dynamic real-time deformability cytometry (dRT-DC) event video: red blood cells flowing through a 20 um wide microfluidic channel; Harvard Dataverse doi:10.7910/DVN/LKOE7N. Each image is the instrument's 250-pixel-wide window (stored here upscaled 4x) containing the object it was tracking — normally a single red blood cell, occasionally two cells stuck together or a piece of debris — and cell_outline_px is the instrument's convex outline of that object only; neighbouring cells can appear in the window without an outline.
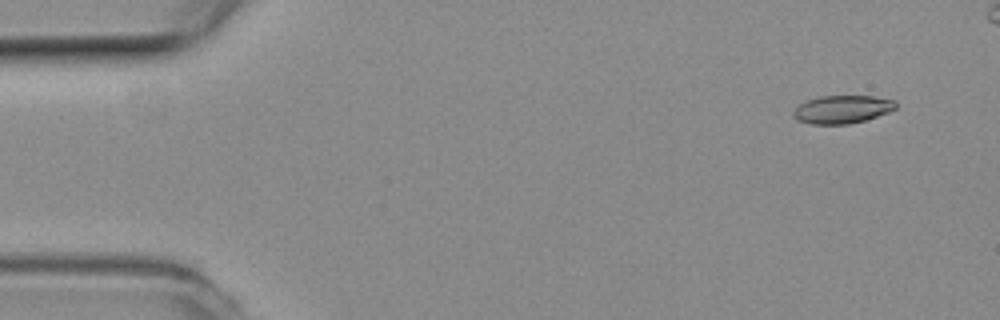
{"species": "common noctule bat (a hibernating species)", "species_latin": "Nyctalus noctula", "temperature_condition": "room temperature", "stored_images_in_passage": 7, "camera_frame_rate_fps": 3000, "um_per_image_px": 0.085, "animal": {"sex": "female", "body_mass_g": 19.3, "forearm_length_mm": 54.1}, "frame": {"image": 1, "passage_image": 1, "time_ms": 0.0, "image_size_px": [1000, 320], "cell_outline_px": [[896, 108], [888, 112], [864, 120], [848, 124], [812, 124], [796, 120], [792, 116], [792, 112], [804, 100], [820, 96], [872, 96], [896, 100]], "centroid_in_image_um": [71.55, 9.29], "position_along_channel_um": 13.4, "area_um2": 16.76}}
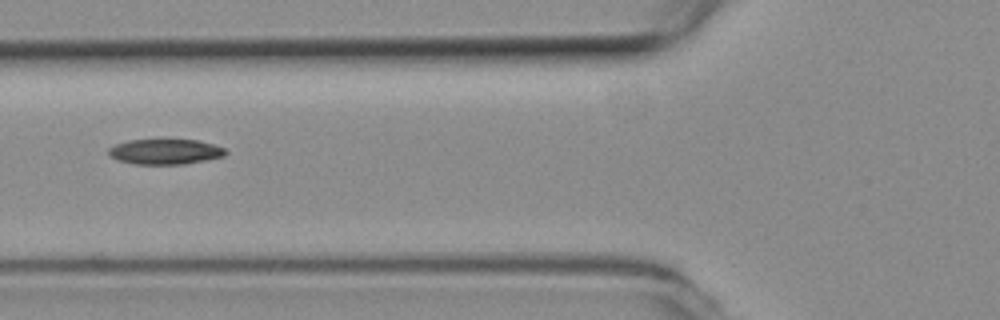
{"frame": {"image": 2, "passage_image": 4, "time_ms": 1.0, "image_size_px": [1000, 320], "cell_outline_px": [[228, 152], [224, 156], [184, 164], [136, 164], [116, 160], [108, 152], [108, 148], [116, 144], [128, 140], [196, 140], [212, 144], [224, 148]], "centroid_in_image_um": [14.03, 12.89], "position_along_channel_um": 111.8, "area_um2": 17.05}}
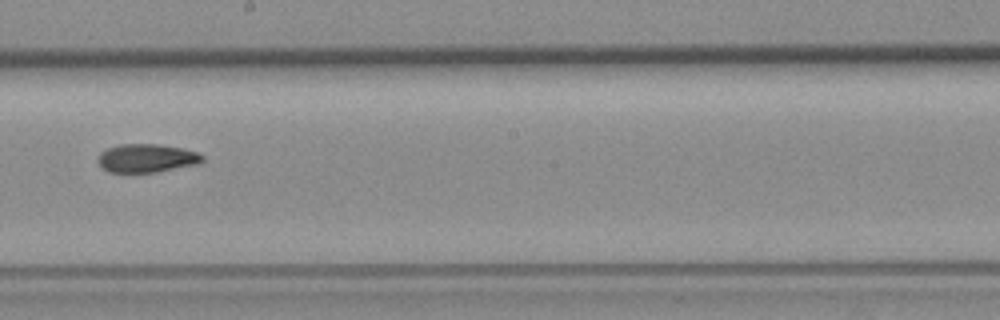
{"frame": {"image": 3, "passage_image": 7, "time_ms": 2.0, "image_size_px": [1000, 320], "cell_outline_px": [[204, 160], [200, 164], [156, 172], [108, 172], [96, 160], [100, 152], [108, 148], [120, 144], [160, 144], [180, 148], [196, 152], [204, 156]], "centroid_in_image_um": [12.48, 13.44], "position_along_channel_um": 235.7, "area_um2": 17.34}}